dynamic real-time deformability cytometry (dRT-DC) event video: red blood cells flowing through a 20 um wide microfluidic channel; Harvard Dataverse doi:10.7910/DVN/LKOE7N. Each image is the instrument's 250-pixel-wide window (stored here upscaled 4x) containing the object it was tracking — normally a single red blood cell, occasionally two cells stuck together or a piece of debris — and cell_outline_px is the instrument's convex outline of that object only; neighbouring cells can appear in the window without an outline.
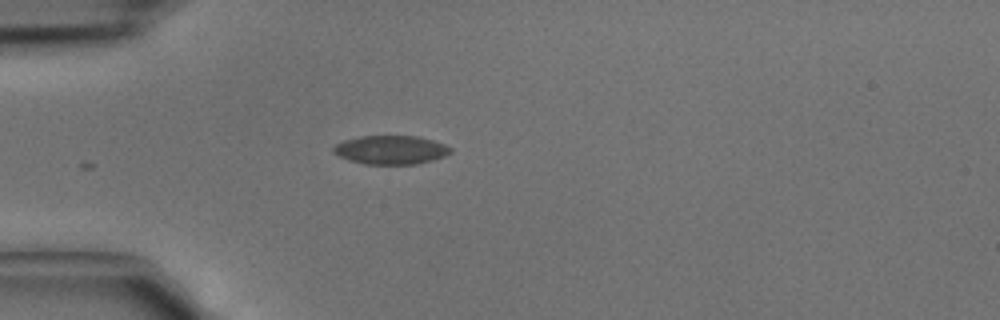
{"species": "common noctule bat (a hibernating species)", "species_latin": "Nyctalus noctula", "temperature_condition": "cold", "stored_images_in_passage": 3, "camera_frame_rate_fps": 3000, "um_per_image_px": 0.085, "animal": {"sex": "male", "body_mass_g": 15.6}, "frame": {"image": 1, "passage_image": 1, "time_ms": 0.0, "image_size_px": [1000, 320], "cell_outline_px": [[452, 152], [444, 156], [432, 160], [416, 164], [364, 164], [348, 160], [332, 152], [332, 148], [336, 144], [344, 140], [360, 136], [420, 136], [444, 144], [452, 148]], "centroid_in_image_um": [33.21, 12.74], "position_along_channel_um": 51.8, "area_um2": 19.65}}